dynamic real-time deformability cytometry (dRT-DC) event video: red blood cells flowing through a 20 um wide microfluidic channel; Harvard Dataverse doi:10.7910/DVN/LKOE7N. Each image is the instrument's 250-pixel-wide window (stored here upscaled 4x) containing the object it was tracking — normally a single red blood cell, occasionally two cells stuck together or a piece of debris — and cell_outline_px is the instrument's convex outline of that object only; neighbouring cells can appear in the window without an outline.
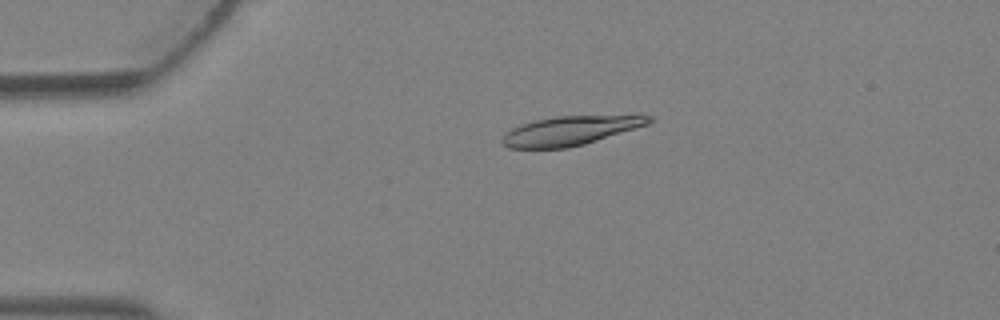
{"species": "Egyptian fruit bat (a non-hibernating species)", "species_latin": "Rousettus aegyptiacus", "temperature_condition": "warm", "stored_images_in_passage": 2, "camera_frame_rate_fps": 3000, "um_per_image_px": 0.085, "animal": {"sex": "female"}, "frame": {"image": 1, "passage_image": 1, "time_ms": 0.0, "image_size_px": [1000, 320], "cell_outline_px": [[652, 120], [648, 124], [584, 144], [568, 148], [508, 148], [500, 144], [500, 140], [512, 128], [520, 124], [536, 120], [556, 116], [640, 112], [652, 116]], "centroid_in_image_um": [48.59, 11.05], "position_along_channel_um": 36.4, "area_um2": 25.84}}